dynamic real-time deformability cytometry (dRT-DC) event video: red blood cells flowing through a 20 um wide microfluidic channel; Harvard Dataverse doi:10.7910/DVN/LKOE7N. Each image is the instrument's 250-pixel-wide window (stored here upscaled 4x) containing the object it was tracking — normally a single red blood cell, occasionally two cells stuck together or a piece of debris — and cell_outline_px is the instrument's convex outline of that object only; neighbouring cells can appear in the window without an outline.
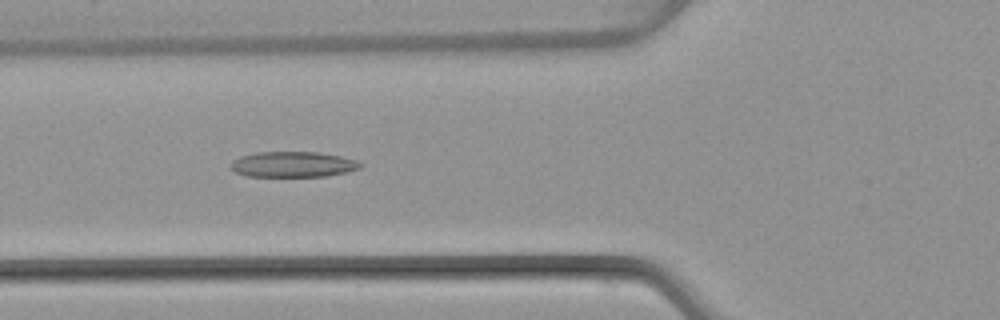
{"species": "common noctule bat (a hibernating species)", "species_latin": "Nyctalus noctula", "temperature_condition": "warm", "stored_images_in_passage": 50, "camera_frame_rate_fps": 3000, "um_per_image_px": 0.085, "animal": {"sex": "female", "body_mass_g": 22.7, "forearm_length_mm": 54.2}, "frame": {"image": 1, "passage_image": 19, "time_ms": 6.0, "image_size_px": [1000, 320], "cell_outline_px": [[364, 164], [360, 168], [348, 172], [328, 176], [244, 176], [236, 172], [232, 168], [232, 160], [240, 156], [256, 152], [316, 152], [340, 156], [356, 160]], "centroid_in_image_um": [24.93, 13.97], "position_along_channel_um": 100.9, "area_um2": 19.31}}
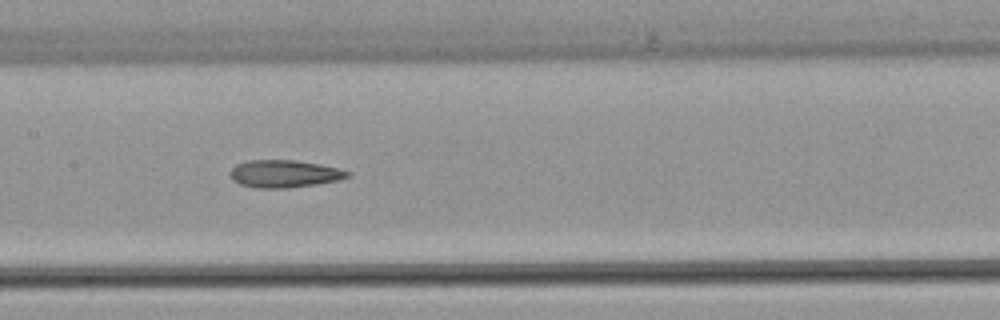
{"frame": {"image": 2, "passage_image": 25, "time_ms": 8.0, "image_size_px": [1000, 320], "cell_outline_px": [[352, 176], [340, 180], [316, 184], [288, 188], [256, 188], [240, 184], [232, 180], [228, 172], [236, 164], [248, 160], [296, 160], [320, 164], [340, 168], [352, 172]], "centroid_in_image_um": [24.19, 14.77], "position_along_channel_um": 183.2, "area_um2": 19.13}}
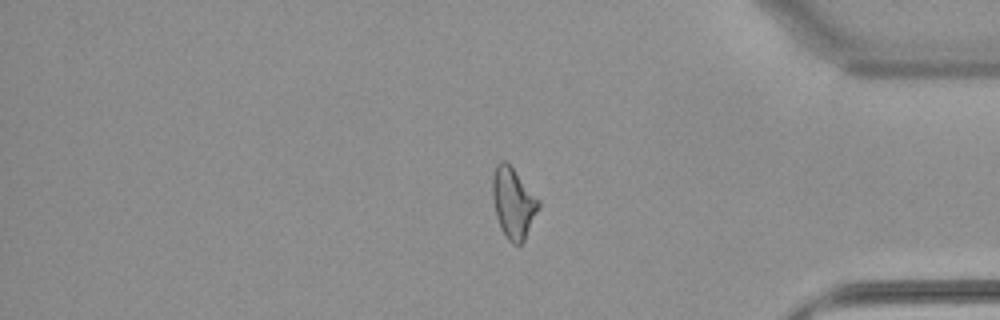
{"frame": {"image": 3, "passage_image": 42, "time_ms": 13.667, "image_size_px": [1000, 320], "cell_outline_px": [[540, 208], [524, 240], [520, 244], [512, 244], [508, 240], [500, 228], [496, 216], [492, 196], [492, 176], [496, 164], [500, 160], [508, 160], [540, 200]], "centroid_in_image_um": [43.63, 17.2], "position_along_channel_um": 391.6, "area_um2": 19.42}, "authors_computed_cell_mechanics": {"area_um2": 19.363, "velocity_mm_per_s": 4.0966, "shape_relaxation_time_tau1_ms": null, "shape_relaxation_time_tau2_ms": 4.5891, "deformation_change_tau1": null, "deformation_change_tau2": 0.159}}